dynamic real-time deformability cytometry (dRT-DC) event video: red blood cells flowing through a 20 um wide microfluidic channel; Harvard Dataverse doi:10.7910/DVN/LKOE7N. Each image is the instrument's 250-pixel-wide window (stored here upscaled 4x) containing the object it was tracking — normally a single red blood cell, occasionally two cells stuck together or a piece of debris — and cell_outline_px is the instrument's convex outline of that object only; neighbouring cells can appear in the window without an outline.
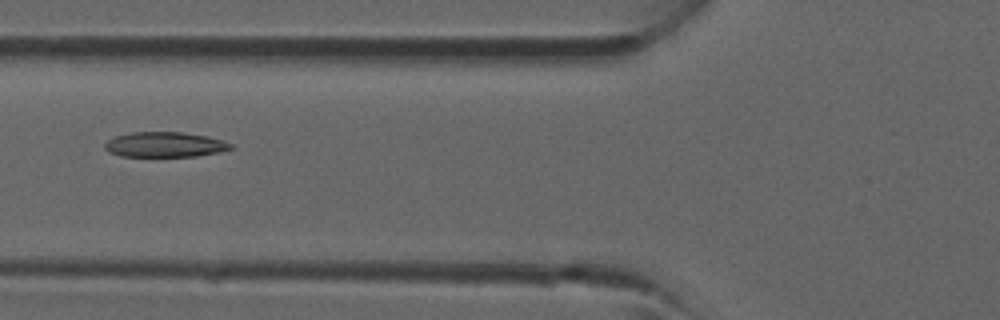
{"species": "common noctule bat (a hibernating species)", "species_latin": "Nyctalus noctula", "temperature_condition": "room temperature", "stored_images_in_passage": 4, "camera_frame_rate_fps": 3000, "um_per_image_px": 0.085, "animal": {"sex": "male", "forearm_length_mm": 52.5}, "frame": {"image": 1, "passage_image": 4, "time_ms": 3.333, "image_size_px": [1000, 320], "cell_outline_px": [[236, 148], [220, 152], [196, 156], [120, 156], [108, 152], [104, 148], [104, 144], [108, 140], [116, 136], [132, 132], [180, 132], [208, 136], [232, 144]], "centroid_in_image_um": [14.02, 12.29], "position_along_channel_um": 111.8, "area_um2": 18.44}}